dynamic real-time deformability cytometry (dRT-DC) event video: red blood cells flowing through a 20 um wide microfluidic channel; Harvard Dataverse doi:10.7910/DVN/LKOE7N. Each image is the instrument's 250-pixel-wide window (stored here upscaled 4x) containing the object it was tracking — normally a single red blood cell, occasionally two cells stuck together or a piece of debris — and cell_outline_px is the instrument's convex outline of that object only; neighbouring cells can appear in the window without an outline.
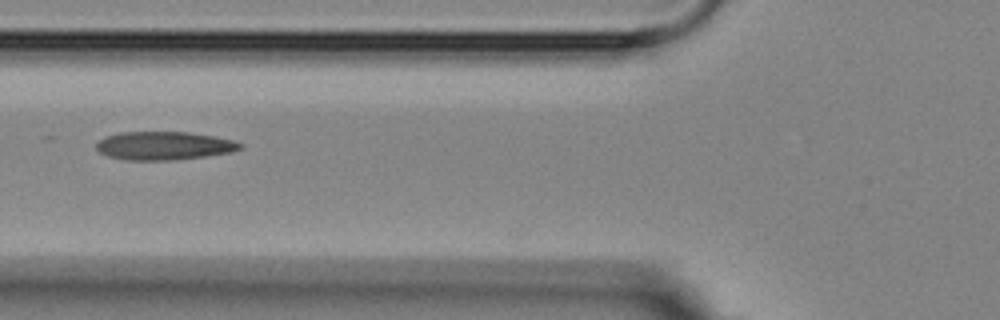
{"species": "Egyptian fruit bat (a non-hibernating species)", "species_latin": "Rousettus aegyptiacus", "temperature_condition": "room temperature", "stored_images_in_passage": 8, "camera_frame_rate_fps": 3000, "um_per_image_px": 0.085, "animal": {"sex": "female"}, "frame": {"image": 1, "passage_image": 6, "time_ms": 6.333, "image_size_px": [1000, 320], "cell_outline_px": [[244, 148], [232, 152], [176, 160], [128, 160], [108, 156], [100, 152], [96, 148], [96, 144], [104, 136], [120, 132], [188, 132], [212, 136], [232, 140], [244, 144]], "centroid_in_image_um": [13.95, 12.38], "position_along_channel_um": 111.9, "area_um2": 23.76}}
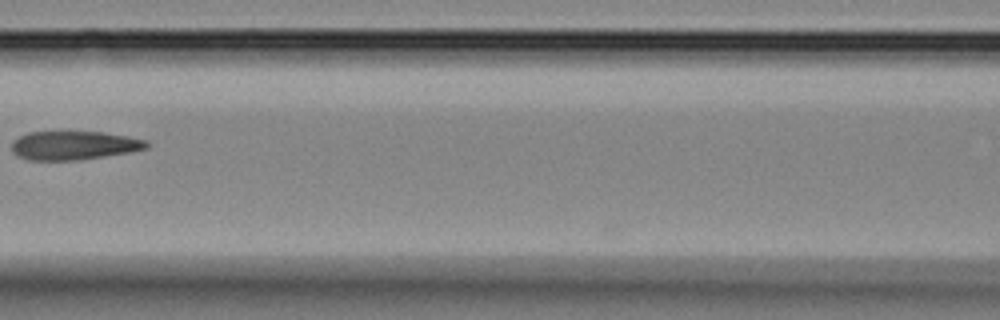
{"frame": {"image": 2, "passage_image": 7, "time_ms": 7.667, "image_size_px": [1000, 320], "cell_outline_px": [[148, 148], [128, 152], [76, 160], [28, 160], [12, 152], [12, 140], [28, 132], [104, 132], [128, 136], [148, 140]], "centroid_in_image_um": [6.28, 12.35], "position_along_channel_um": 160.3, "area_um2": 22.43}}
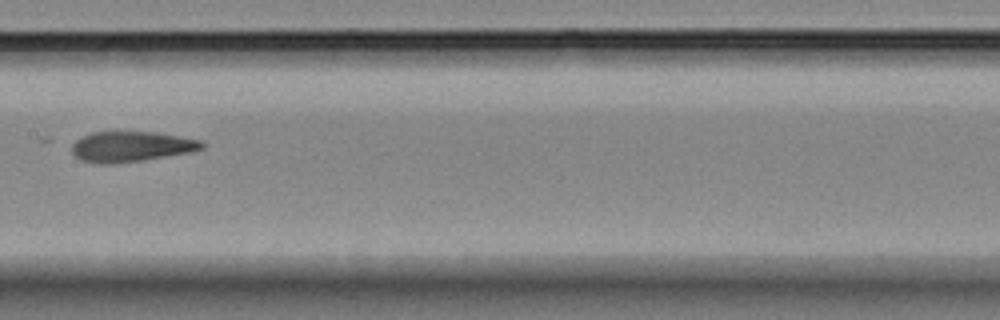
{"frame": {"image": 3, "passage_image": 8, "time_ms": 8.667, "image_size_px": [1000, 320], "cell_outline_px": [[208, 144], [204, 148], [192, 152], [144, 160], [116, 164], [96, 164], [80, 160], [72, 152], [72, 144], [80, 136], [92, 132], [152, 132], [204, 140]], "centroid_in_image_um": [11.18, 12.47], "position_along_channel_um": 196.2, "area_um2": 23.41}}